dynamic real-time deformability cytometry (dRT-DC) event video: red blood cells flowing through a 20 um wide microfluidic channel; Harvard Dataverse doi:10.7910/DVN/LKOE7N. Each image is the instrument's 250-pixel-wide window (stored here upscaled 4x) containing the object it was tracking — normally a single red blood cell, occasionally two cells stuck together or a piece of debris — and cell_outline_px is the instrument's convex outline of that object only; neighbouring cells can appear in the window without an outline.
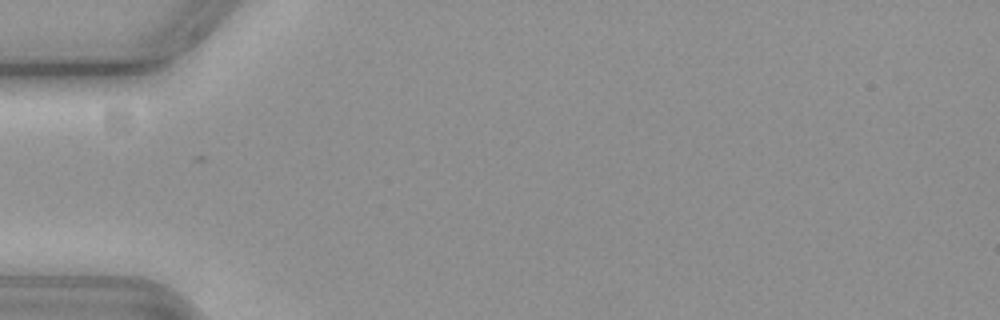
{"species": "common noctule bat (a hibernating species)", "species_latin": "Nyctalus noctula", "temperature_condition": "cold", "stored_images_in_passage": 1, "camera_frame_rate_fps": 3000, "um_per_image_px": 0.085, "animal": {"sex": "female", "body_mass_g": 19.3, "forearm_length_mm": 54.1}, "frame": {"image": 1, "passage_image": 1, "time_ms": 0.0, "image_size_px": [1000, 320], "cell_outline_px": [[184, 20], [180, 28], [172, 40], [148, 48], [84, 52], [40, 52], [16, 48]], "centroid_in_image_um": [9.7, 3.4], "position_along_channel_um": 75.3, "area_um2": 17.34}}